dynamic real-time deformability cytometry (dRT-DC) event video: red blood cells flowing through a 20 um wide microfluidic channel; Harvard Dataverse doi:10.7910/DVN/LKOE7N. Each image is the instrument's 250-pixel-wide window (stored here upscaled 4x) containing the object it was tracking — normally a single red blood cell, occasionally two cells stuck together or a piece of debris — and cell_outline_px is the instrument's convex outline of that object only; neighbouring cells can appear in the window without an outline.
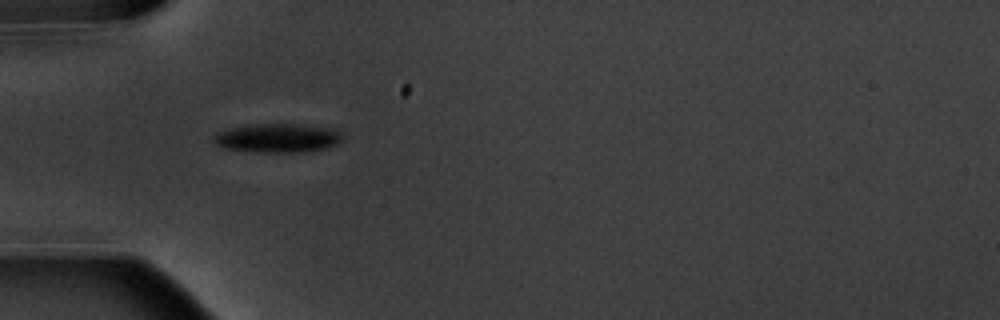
{"species": "common noctule bat (a hibernating species)", "species_latin": "Nyctalus noctula", "temperature_condition": "warm", "stored_images_in_passage": 2, "camera_frame_rate_fps": 3000, "um_per_image_px": 0.085, "animal": {"sex": "male", "body_mass_g": 20.1, "forearm_length_mm": 53.5}, "frame": {"image": 1, "passage_image": 1, "time_ms": 0.0, "image_size_px": [1000, 320], "cell_outline_px": [[344, 140], [328, 148], [312, 152], [252, 152], [220, 148], [212, 140], [212, 136], [216, 132], [232, 128], [256, 124], [292, 124], [336, 128], [344, 136]], "centroid_in_image_um": [23.63, 11.75], "position_along_channel_um": 61.4, "area_um2": 22.2}}